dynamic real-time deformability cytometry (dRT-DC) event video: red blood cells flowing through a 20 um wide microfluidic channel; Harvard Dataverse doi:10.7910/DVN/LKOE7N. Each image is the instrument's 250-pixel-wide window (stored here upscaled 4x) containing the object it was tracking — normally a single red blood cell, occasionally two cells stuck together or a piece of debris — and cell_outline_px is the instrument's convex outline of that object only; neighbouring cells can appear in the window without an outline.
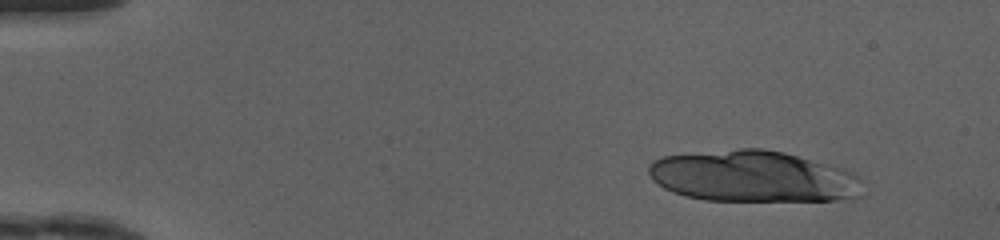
{"species": "human", "species_latin": "Homo sapiens", "temperature_condition": "cold", "stored_images_in_passage": 21, "camera_frame_rate_fps": 3000, "um_per_image_px": 0.085, "donor": {"sex": "female"}, "frame": {"image": 1, "passage_image": 1, "time_ms": 0.0, "image_size_px": [1000, 240], "cell_outline_px": [[864, 196], [836, 200], [704, 200], [684, 196], [672, 192], [664, 188], [652, 180], [648, 172], [648, 168], [656, 160], [664, 156], [740, 148], [764, 148], [784, 152], [844, 168], [852, 172], [856, 176]], "centroid_in_image_um": [64.02, 15.0], "position_along_channel_um": 21.0, "area_um2": 63.87}}
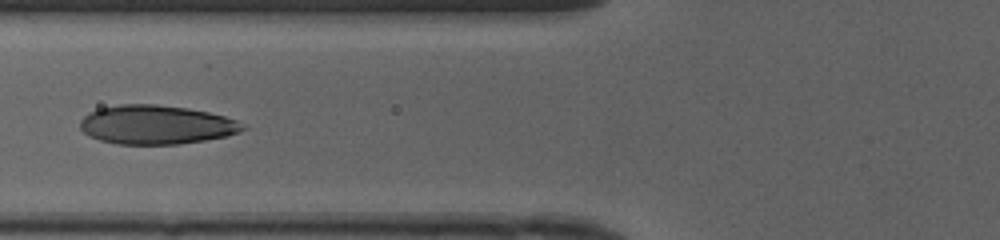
{"frame": {"image": 2, "passage_image": 16, "time_ms": 5.0, "image_size_px": [1000, 240], "cell_outline_px": [[248, 128], [240, 132], [224, 136], [204, 140], [176, 144], [116, 144], [100, 140], [88, 136], [80, 128], [80, 120], [88, 112], [100, 108], [120, 104], [156, 104], [188, 108], [208, 112], [224, 116], [236, 120], [244, 124]], "centroid_in_image_um": [13.26, 10.6], "position_along_channel_um": 112.5, "area_um2": 36.99}}
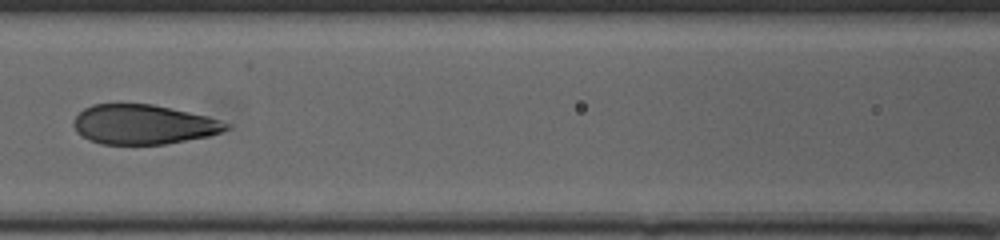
{"frame": {"image": 3, "passage_image": 19, "time_ms": 6.0, "image_size_px": [1000, 240], "cell_outline_px": [[232, 128], [208, 136], [164, 144], [100, 144], [88, 140], [76, 132], [72, 124], [76, 116], [84, 108], [92, 104], [152, 104], [208, 116], [232, 124]], "centroid_in_image_um": [12.18, 10.58], "position_along_channel_um": 154.4, "area_um2": 35.32}}